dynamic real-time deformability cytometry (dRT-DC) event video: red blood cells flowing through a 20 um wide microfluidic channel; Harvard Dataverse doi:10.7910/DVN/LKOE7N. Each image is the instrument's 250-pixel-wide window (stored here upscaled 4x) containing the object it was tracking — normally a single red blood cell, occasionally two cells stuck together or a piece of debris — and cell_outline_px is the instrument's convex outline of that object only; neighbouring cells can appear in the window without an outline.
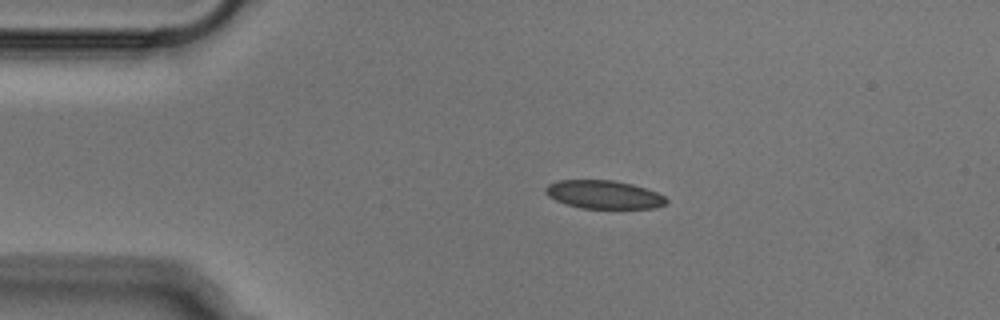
{"species": "Egyptian fruit bat (a non-hibernating species)", "species_latin": "Rousettus aegyptiacus", "temperature_condition": "cold", "stored_images_in_passage": 42, "camera_frame_rate_fps": 3000, "um_per_image_px": 0.085, "animal": {"sex": "male"}, "frame": {"image": 1, "passage_image": 1, "time_ms": 0.0, "image_size_px": [1000, 320], "cell_outline_px": [[668, 200], [664, 204], [656, 208], [580, 208], [556, 200], [548, 196], [544, 192], [544, 188], [548, 184], [560, 180], [612, 180], [632, 184], [656, 192], [664, 196]], "centroid_in_image_um": [51.3, 16.53], "position_along_channel_um": 33.7, "area_um2": 19.77}}
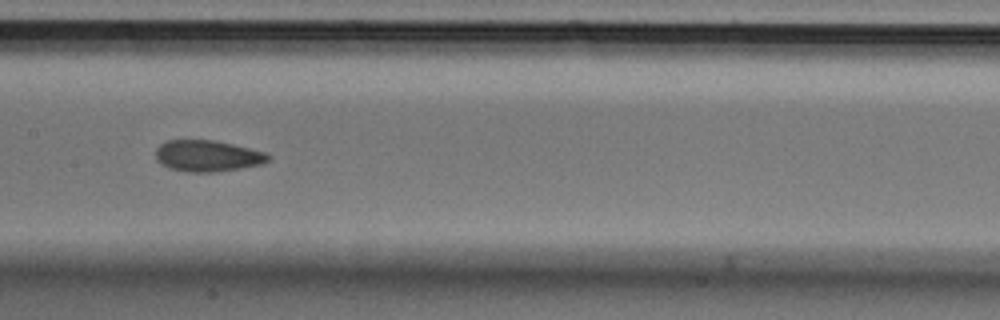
{"frame": {"image": 2, "passage_image": 16, "time_ms": 5.0, "image_size_px": [1000, 320], "cell_outline_px": [[272, 156], [264, 164], [240, 168], [212, 172], [188, 172], [168, 168], [160, 164], [156, 160], [156, 148], [160, 144], [168, 140], [216, 140], [264, 152]], "centroid_in_image_um": [17.61, 13.25], "position_along_channel_um": 189.8, "area_um2": 20.58}}
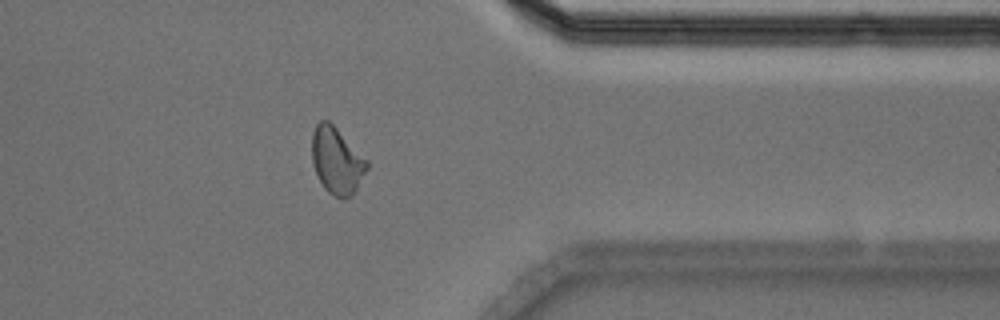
{"frame": {"image": 3, "passage_image": 32, "time_ms": 10.333, "image_size_px": [1000, 320], "cell_outline_px": [[368, 168], [356, 188], [348, 196], [336, 196], [328, 192], [324, 188], [312, 164], [312, 132], [316, 124], [320, 120], [328, 120], [368, 160]], "centroid_in_image_um": [28.6, 13.61], "position_along_channel_um": 382.8, "area_um2": 20.87}}